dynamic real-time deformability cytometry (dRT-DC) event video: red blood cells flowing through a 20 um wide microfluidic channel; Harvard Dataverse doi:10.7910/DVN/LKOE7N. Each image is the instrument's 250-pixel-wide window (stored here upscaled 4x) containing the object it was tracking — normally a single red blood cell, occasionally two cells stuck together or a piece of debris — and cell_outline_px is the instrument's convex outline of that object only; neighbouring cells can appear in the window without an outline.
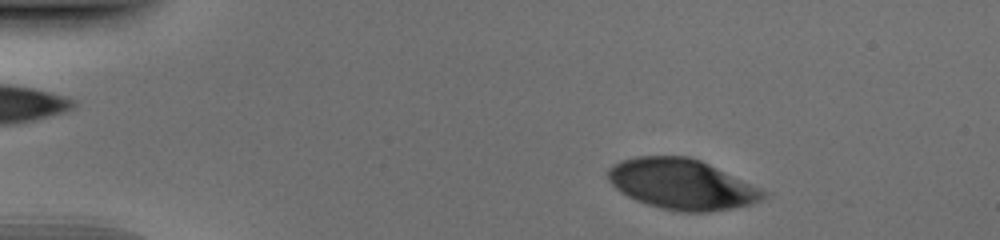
{"species": "human", "species_latin": "Homo sapiens", "temperature_condition": "cold", "stored_images_in_passage": 39, "camera_frame_rate_fps": 3000, "um_per_image_px": 0.085, "donor": {"sex": "male"}, "frame": {"image": 1, "passage_image": 3, "time_ms": 0.667, "image_size_px": [1000, 240], "cell_outline_px": [[768, 192], [760, 200], [748, 204], [732, 208], [708, 212], [684, 212], [660, 208], [636, 200], [620, 192], [608, 180], [608, 168], [624, 160], [636, 156], [688, 156], [700, 160], [760, 188]], "centroid_in_image_um": [57.93, 15.66], "position_along_channel_um": 27.1, "area_um2": 45.03}}
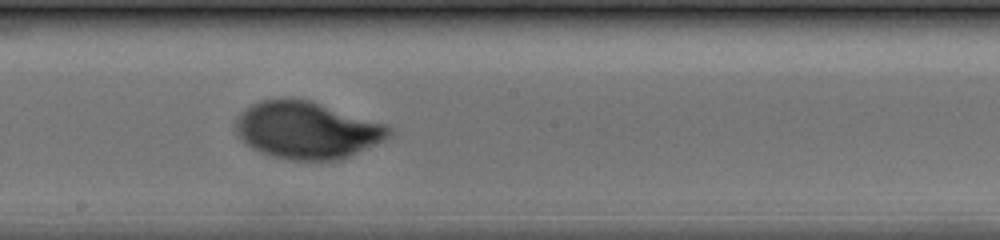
{"frame": {"image": 2, "passage_image": 24, "time_ms": 7.667, "image_size_px": [1000, 240], "cell_outline_px": [[392, 132], [384, 140], [348, 156], [336, 160], [288, 160], [272, 156], [260, 152], [252, 148], [236, 132], [232, 124], [240, 112], [252, 104], [260, 100], [312, 100], [388, 124], [392, 128]], "centroid_in_image_um": [26.09, 11.06], "position_along_channel_um": 222.1, "area_um2": 50.92}}
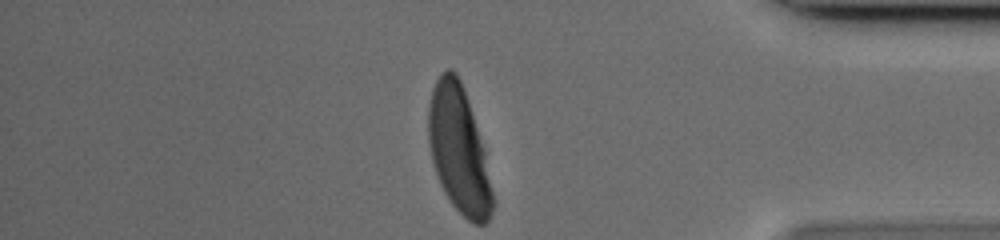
{"frame": {"image": 3, "passage_image": 39, "time_ms": 12.667, "image_size_px": [1000, 240], "cell_outline_px": [[492, 212], [488, 220], [484, 224], [472, 224], [452, 204], [444, 192], [440, 184], [432, 160], [428, 140], [428, 104], [432, 88], [436, 80], [448, 68], [456, 72], [460, 80], [484, 148], [492, 192]], "centroid_in_image_um": [38.97, 12.74], "position_along_channel_um": 396.2, "area_um2": 46.7}}